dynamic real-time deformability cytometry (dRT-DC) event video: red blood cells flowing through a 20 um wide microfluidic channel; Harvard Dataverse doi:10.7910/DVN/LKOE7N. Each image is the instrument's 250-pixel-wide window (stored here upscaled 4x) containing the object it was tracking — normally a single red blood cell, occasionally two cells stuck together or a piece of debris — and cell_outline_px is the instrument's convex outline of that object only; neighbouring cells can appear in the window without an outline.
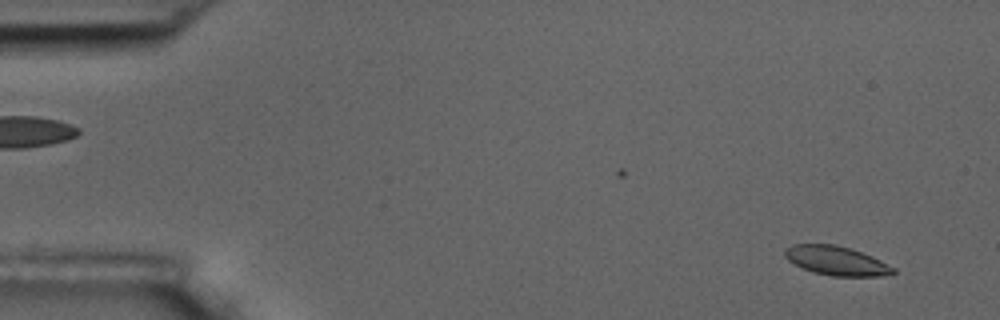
{"species": "common noctule bat (a hibernating species)", "species_latin": "Nyctalus noctula", "temperature_condition": "room temperature", "stored_images_in_passage": 5, "camera_frame_rate_fps": 3000, "um_per_image_px": 0.085, "animal": {"sex": "male", "body_mass_g": 17.5, "forearm_length_mm": 52.3}, "frame": {"image": 1, "passage_image": 1, "time_ms": 0.0, "image_size_px": [1000, 320], "cell_outline_px": [[896, 272], [880, 276], [832, 276], [812, 272], [788, 260], [784, 256], [784, 248], [792, 244], [836, 244], [852, 248], [872, 256], [896, 268]], "centroid_in_image_um": [71.09, 22.15], "position_along_channel_um": 13.9, "area_um2": 18.5}}